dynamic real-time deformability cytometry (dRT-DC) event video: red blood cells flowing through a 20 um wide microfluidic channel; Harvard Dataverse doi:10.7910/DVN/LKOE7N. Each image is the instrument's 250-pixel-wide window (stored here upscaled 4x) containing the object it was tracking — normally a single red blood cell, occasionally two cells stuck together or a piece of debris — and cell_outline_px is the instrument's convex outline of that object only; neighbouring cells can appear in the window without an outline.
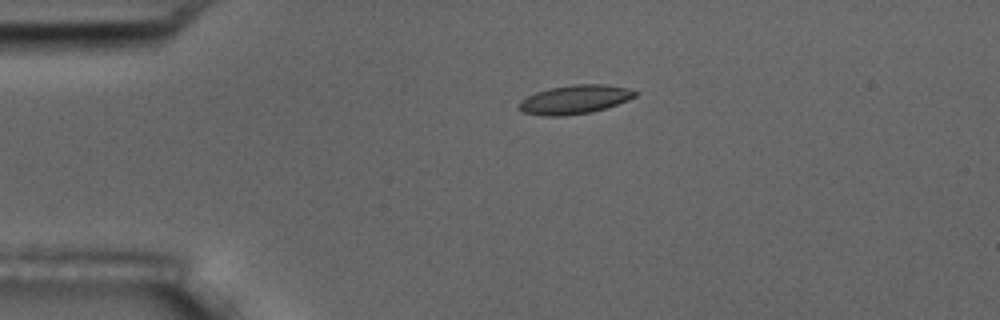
{"species": "common noctule bat (a hibernating species)", "species_latin": "Nyctalus noctula", "temperature_condition": "room temperature", "stored_images_in_passage": 15, "camera_frame_rate_fps": 3000, "um_per_image_px": 0.085, "animal": {"sex": "male", "body_mass_g": 17.5, "forearm_length_mm": 52.3}, "frame": {"image": 1, "passage_image": 3, "time_ms": 2.333, "image_size_px": [1000, 320], "cell_outline_px": [[640, 92], [636, 96], [628, 100], [592, 112], [560, 116], [544, 116], [524, 112], [516, 108], [516, 104], [520, 100], [536, 92], [548, 88], [572, 84], [604, 84], [628, 88]], "centroid_in_image_um": [48.83, 8.45], "position_along_channel_um": 36.2, "area_um2": 19.65}}
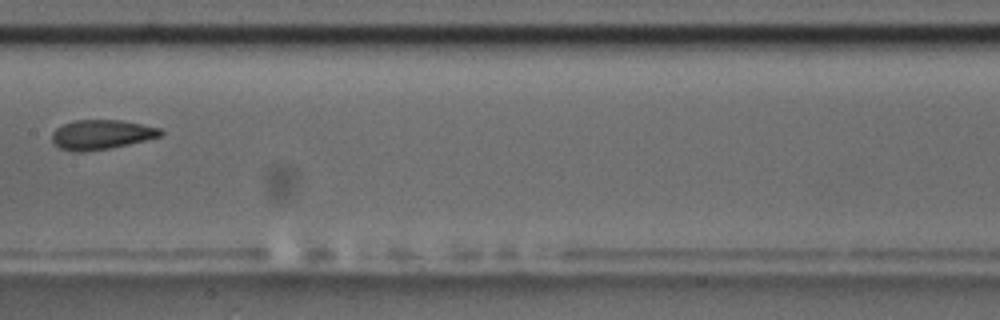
{"frame": {"image": 2, "passage_image": 7, "time_ms": 8.0, "image_size_px": [1000, 320], "cell_outline_px": [[164, 132], [160, 136], [128, 144], [108, 148], [84, 152], [72, 152], [60, 148], [52, 140], [52, 132], [56, 128], [64, 124], [76, 120], [120, 120], [160, 128]], "centroid_in_image_um": [8.59, 11.44], "position_along_channel_um": 198.8, "area_um2": 18.5}}
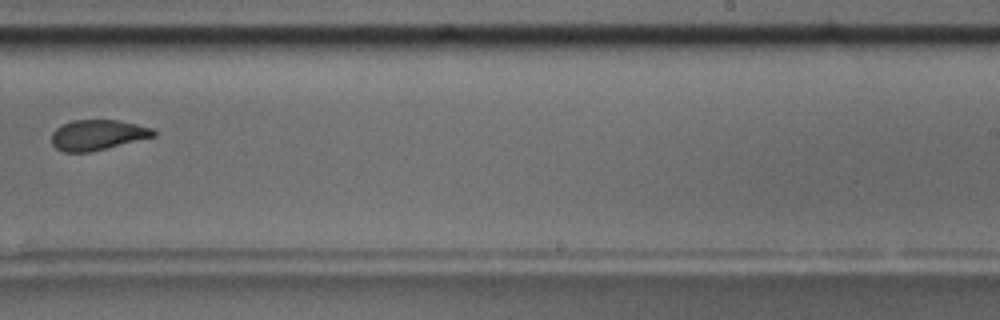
{"frame": {"image": 3, "passage_image": 9, "time_ms": 10.333, "image_size_px": [1000, 320], "cell_outline_px": [[156, 136], [88, 152], [64, 152], [56, 148], [52, 144], [52, 132], [60, 124], [72, 120], [116, 120], [136, 124], [152, 128], [156, 132]], "centroid_in_image_um": [8.26, 11.46], "position_along_channel_um": 280.7, "area_um2": 17.92}}